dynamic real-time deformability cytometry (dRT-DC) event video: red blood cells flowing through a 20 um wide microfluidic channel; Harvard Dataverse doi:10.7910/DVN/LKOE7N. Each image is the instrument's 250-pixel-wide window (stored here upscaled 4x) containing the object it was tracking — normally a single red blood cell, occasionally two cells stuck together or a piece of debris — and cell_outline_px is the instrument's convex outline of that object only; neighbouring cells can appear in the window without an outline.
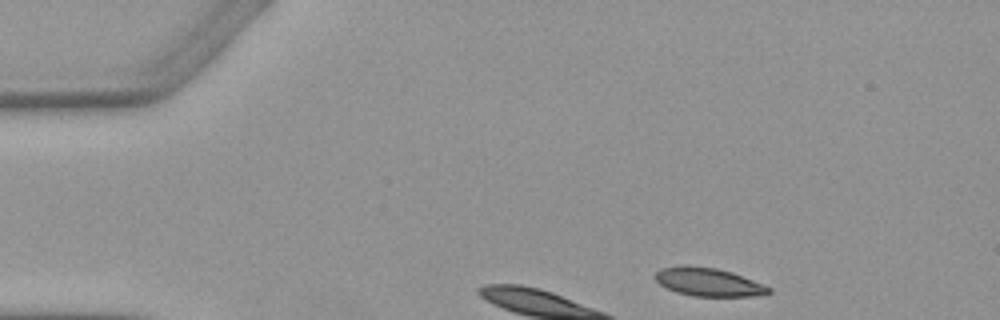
{"species": "Egyptian fruit bat (a non-hibernating species)", "species_latin": "Rousettus aegyptiacus", "temperature_condition": "warm", "stored_images_in_passage": 3, "camera_frame_rate_fps": 3000, "um_per_image_px": 0.085, "animal": {"sex": "female"}, "frame": {"image": 1, "passage_image": 1, "time_ms": 0.0, "image_size_px": [1000, 320], "cell_outline_px": [[772, 292], [764, 296], [692, 296], [676, 292], [660, 284], [652, 276], [660, 268], [684, 264], [688, 264], [716, 268], [732, 272], [764, 284], [772, 288]], "centroid_in_image_um": [60.23, 23.96], "position_along_channel_um": 24.8, "area_um2": 19.13}}